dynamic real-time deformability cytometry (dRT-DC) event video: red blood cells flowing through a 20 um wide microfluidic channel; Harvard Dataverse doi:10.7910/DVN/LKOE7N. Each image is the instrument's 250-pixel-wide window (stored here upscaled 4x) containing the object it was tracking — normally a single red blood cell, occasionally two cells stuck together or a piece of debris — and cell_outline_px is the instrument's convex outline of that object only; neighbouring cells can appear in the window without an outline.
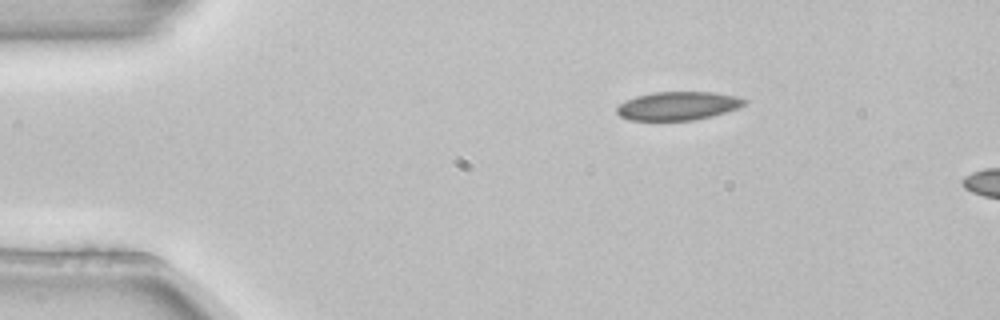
{"species": "common noctule bat (a hibernating species)", "species_latin": "Nyctalus noctula", "temperature_condition": "room temperature", "stored_images_in_passage": 3, "segment_of_instrument_passage": [1, 2], "camera_frame_rate_fps": 3000, "um_per_image_px": 0.085, "animal": {"sex": "female", "body_mass_g": 22.7, "forearm_length_mm": 54.2}, "frame": {"image": 1, "passage_image": 1, "time_ms": 0.0, "image_size_px": [1000, 320], "cell_outline_px": [[748, 100], [740, 108], [712, 116], [692, 120], [628, 120], [620, 116], [616, 112], [616, 108], [620, 104], [636, 96], [652, 92], [712, 92], [736, 96]], "centroid_in_image_um": [57.64, 9.0], "position_along_channel_um": 27.4, "area_um2": 21.15}}